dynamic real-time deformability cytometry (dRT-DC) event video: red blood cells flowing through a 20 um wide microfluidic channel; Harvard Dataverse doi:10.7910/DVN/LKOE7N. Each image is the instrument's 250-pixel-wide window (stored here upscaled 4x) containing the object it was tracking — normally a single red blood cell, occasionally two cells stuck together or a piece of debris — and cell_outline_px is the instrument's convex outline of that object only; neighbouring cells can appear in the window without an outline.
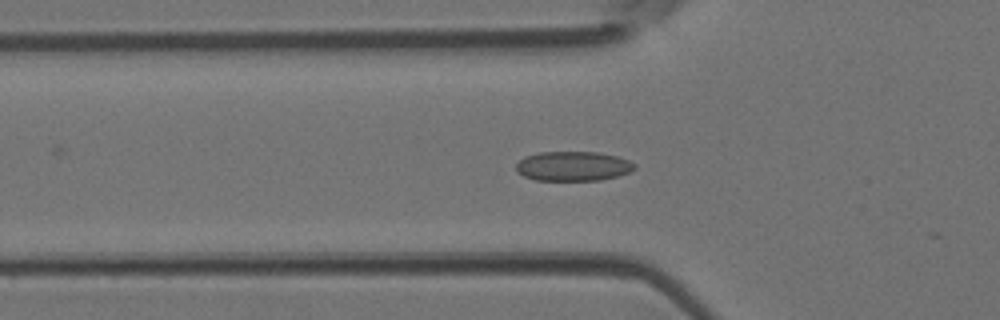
{"species": "Egyptian fruit bat (a non-hibernating species)", "species_latin": "Rousettus aegyptiacus", "temperature_condition": "room temperature", "stored_images_in_passage": 27, "camera_frame_rate_fps": 3000, "um_per_image_px": 0.085, "animal": {"sex": "female"}, "frame": {"image": 1, "passage_image": 14, "time_ms": 4.333, "image_size_px": [1000, 320], "cell_outline_px": [[636, 168], [628, 172], [616, 176], [600, 180], [536, 180], [524, 176], [516, 172], [516, 164], [524, 156], [540, 152], [596, 152], [616, 156], [628, 160], [636, 164]], "centroid_in_image_um": [48.68, 14.12], "position_along_channel_um": 77.1, "area_um2": 20.35}}
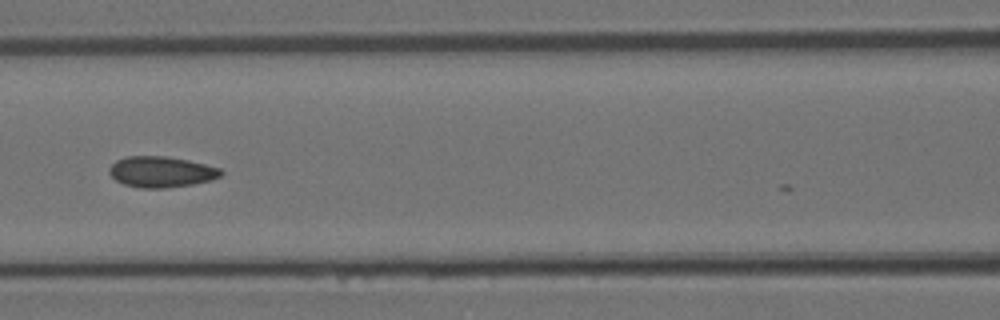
{"frame": {"image": 2, "passage_image": 19, "time_ms": 6.0, "image_size_px": [1000, 320], "cell_outline_px": [[224, 172], [220, 176], [212, 180], [192, 184], [164, 188], [140, 188], [124, 184], [116, 180], [108, 172], [108, 168], [116, 160], [128, 156], [164, 156], [188, 160], [220, 168]], "centroid_in_image_um": [13.7, 14.61], "position_along_channel_um": 152.9, "area_um2": 20.06}}
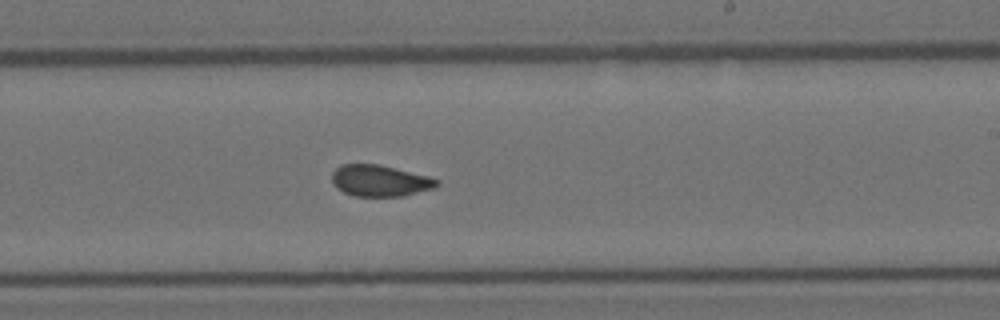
{"frame": {"image": 3, "passage_image": 26, "time_ms": 8.333, "image_size_px": [1000, 320], "cell_outline_px": [[440, 184], [432, 188], [404, 196], [356, 196], [344, 192], [336, 188], [332, 180], [332, 172], [340, 164], [380, 164], [428, 176], [440, 180]], "centroid_in_image_um": [32.28, 15.35], "position_along_channel_um": 256.7, "area_um2": 19.19}}